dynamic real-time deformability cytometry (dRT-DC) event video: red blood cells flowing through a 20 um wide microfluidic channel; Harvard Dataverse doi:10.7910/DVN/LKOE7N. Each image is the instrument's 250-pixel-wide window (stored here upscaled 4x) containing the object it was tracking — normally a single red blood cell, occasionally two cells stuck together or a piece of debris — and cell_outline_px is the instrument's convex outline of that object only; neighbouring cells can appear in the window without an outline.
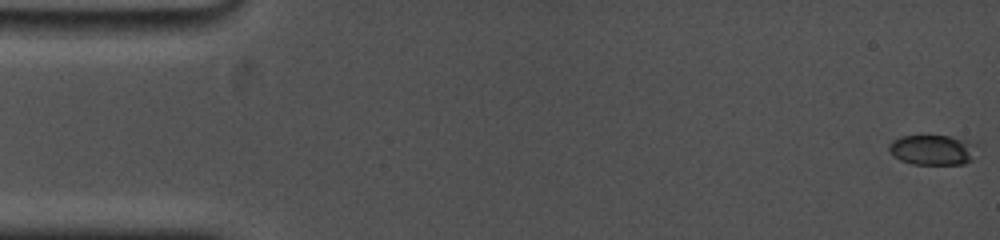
{"species": "common noctule bat (a hibernating species)", "species_latin": "Nyctalus noctula", "temperature_condition": "cold", "stored_images_in_passage": 9, "camera_frame_rate_fps": 5000, "um_per_image_px": 0.085, "animal": {"sex": "female", "body_mass_g": 19.0, "forearm_length_mm": 53.3}, "frame": {"image": 1, "passage_image": 1, "time_ms": 0.0, "image_size_px": [1000, 240], "cell_outline_px": [[976, 144], [972, 160], [964, 164], [912, 164], [900, 160], [892, 156], [888, 148], [888, 144], [892, 140], [900, 136], [948, 136], [976, 140]], "centroid_in_image_um": [79.28, 12.73], "position_along_channel_um": 5.7, "area_um2": 15.78}}
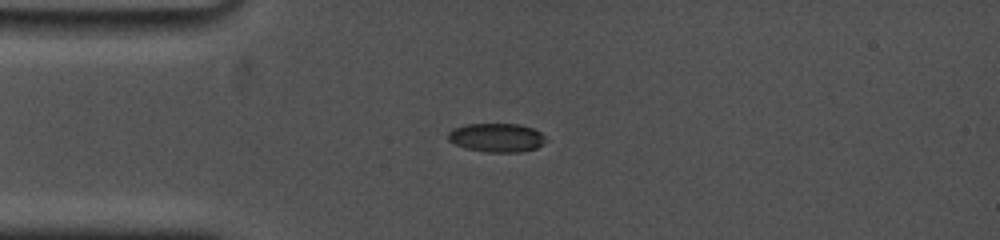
{"frame": {"image": 2, "passage_image": 8, "time_ms": 4.2, "image_size_px": [1000, 240], "cell_outline_px": [[548, 140], [544, 144], [536, 148], [520, 152], [488, 152], [464, 148], [448, 140], [448, 132], [452, 128], [464, 124], [520, 124], [532, 128], [540, 132]], "centroid_in_image_um": [42.22, 11.69], "position_along_channel_um": 42.8, "area_um2": 16.53}}